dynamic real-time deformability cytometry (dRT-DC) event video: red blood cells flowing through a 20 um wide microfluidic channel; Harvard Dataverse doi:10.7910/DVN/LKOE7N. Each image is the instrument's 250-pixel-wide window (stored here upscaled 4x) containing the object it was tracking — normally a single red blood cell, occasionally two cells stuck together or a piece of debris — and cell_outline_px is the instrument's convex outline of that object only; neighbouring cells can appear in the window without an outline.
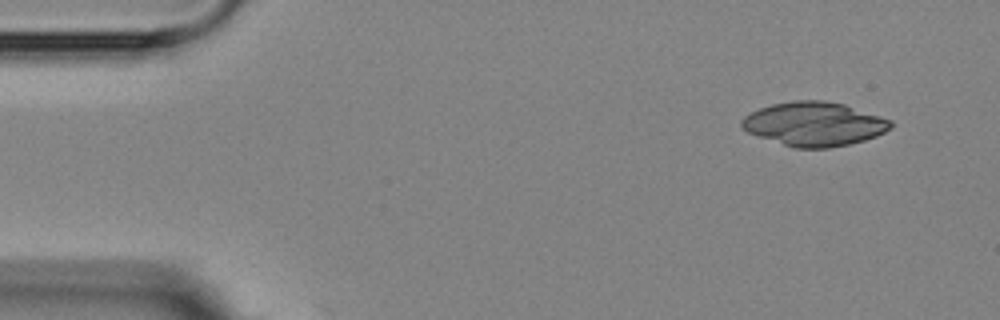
{"species": "Egyptian fruit bat (a non-hibernating species)", "species_latin": "Rousettus aegyptiacus", "temperature_condition": "room temperature", "stored_images_in_passage": 2, "camera_frame_rate_fps": 3000, "um_per_image_px": 0.085, "animal": {"sex": "female"}, "frame": {"image": 1, "passage_image": 1, "time_ms": 0.0, "image_size_px": [1000, 320], "cell_outline_px": [[892, 128], [876, 136], [864, 140], [848, 144], [828, 148], [796, 148], [748, 132], [740, 124], [740, 120], [744, 116], [760, 108], [772, 104], [792, 100], [824, 100], [844, 104], [892, 120]], "centroid_in_image_um": [69.22, 10.52], "position_along_channel_um": 15.8, "area_um2": 37.92}}